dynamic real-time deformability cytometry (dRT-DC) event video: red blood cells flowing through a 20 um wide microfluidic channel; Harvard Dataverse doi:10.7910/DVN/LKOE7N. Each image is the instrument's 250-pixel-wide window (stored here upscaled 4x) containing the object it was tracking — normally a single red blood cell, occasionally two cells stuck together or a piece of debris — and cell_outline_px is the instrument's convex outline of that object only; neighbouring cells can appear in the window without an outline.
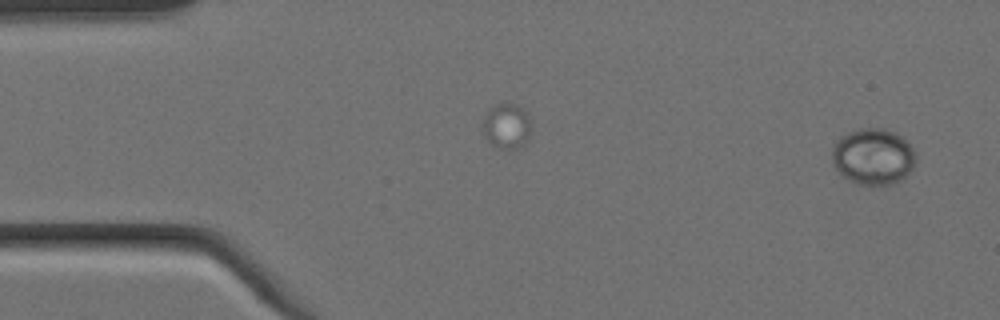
{"species": "Egyptian fruit bat (a non-hibernating species)", "species_latin": "Rousettus aegyptiacus", "temperature_condition": "cold", "stored_images_in_passage": 4, "segment_of_instrument_passage": [2, 2], "camera_frame_rate_fps": 3000, "um_per_image_px": 0.085, "animal": {"sex": "female"}, "frame": {"image": 1, "passage_image": 4, "time_ms": 1.0, "image_size_px": [1000, 320], "cell_outline_px": [[916, 160], [912, 168], [900, 180], [892, 184], [860, 184], [844, 176], [832, 164], [832, 148], [836, 140], [840, 136], [848, 132], [860, 128], [884, 128], [896, 132], [916, 152]], "centroid_in_image_um": [74.2, 13.27], "position_along_channel_um": 10.8, "area_um2": 27.28}}